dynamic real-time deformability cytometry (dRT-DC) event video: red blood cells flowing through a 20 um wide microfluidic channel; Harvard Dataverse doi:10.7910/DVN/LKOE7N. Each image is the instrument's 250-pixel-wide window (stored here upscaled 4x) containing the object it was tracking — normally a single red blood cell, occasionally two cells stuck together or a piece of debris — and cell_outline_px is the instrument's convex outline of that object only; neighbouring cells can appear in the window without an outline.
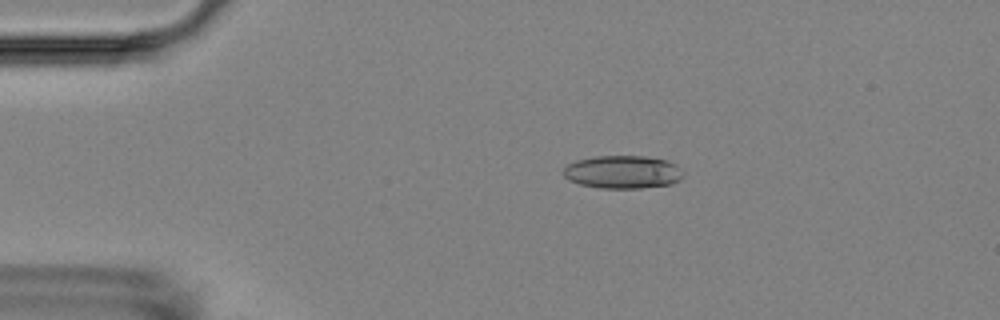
{"species": "Egyptian fruit bat (a non-hibernating species)", "species_latin": "Rousettus aegyptiacus", "temperature_condition": "room temperature", "stored_images_in_passage": 11, "camera_frame_rate_fps": 3000, "um_per_image_px": 0.085, "animal": {"sex": "female"}, "frame": {"image": 1, "passage_image": 3, "time_ms": 3.333, "image_size_px": [1000, 320], "cell_outline_px": [[684, 176], [680, 180], [668, 184], [640, 188], [600, 188], [580, 184], [568, 180], [564, 176], [564, 168], [568, 164], [576, 160], [596, 156], [644, 156], [668, 160], [676, 164], [684, 172]], "centroid_in_image_um": [52.95, 14.61], "position_along_channel_um": 32.1, "area_um2": 23.12}}
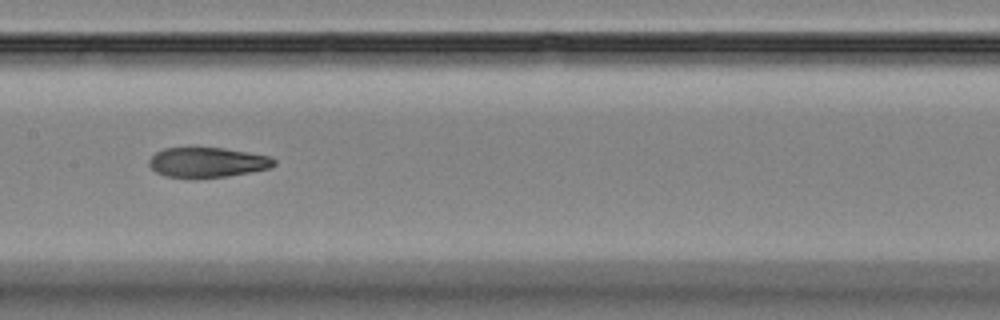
{"frame": {"image": 2, "passage_image": 8, "time_ms": 9.0, "image_size_px": [1000, 320], "cell_outline_px": [[276, 164], [272, 168], [228, 176], [164, 176], [156, 172], [148, 164], [148, 160], [156, 152], [164, 148], [224, 148], [272, 156], [276, 160]], "centroid_in_image_um": [17.68, 13.78], "position_along_channel_um": 189.7, "area_um2": 21.5}}
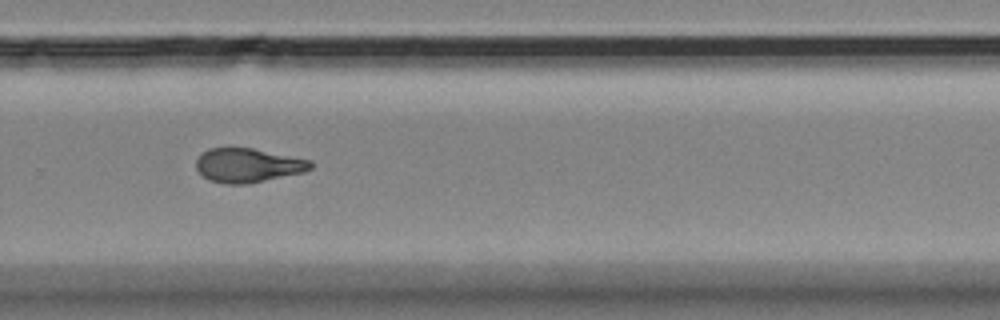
{"frame": {"image": 3, "passage_image": 11, "time_ms": 12.333, "image_size_px": [1000, 320], "cell_outline_px": [[312, 168], [304, 172], [248, 184], [224, 184], [208, 180], [196, 168], [196, 160], [208, 148], [252, 148], [312, 160]], "centroid_in_image_um": [21.08, 14.06], "position_along_channel_um": 308.7, "area_um2": 22.72}}